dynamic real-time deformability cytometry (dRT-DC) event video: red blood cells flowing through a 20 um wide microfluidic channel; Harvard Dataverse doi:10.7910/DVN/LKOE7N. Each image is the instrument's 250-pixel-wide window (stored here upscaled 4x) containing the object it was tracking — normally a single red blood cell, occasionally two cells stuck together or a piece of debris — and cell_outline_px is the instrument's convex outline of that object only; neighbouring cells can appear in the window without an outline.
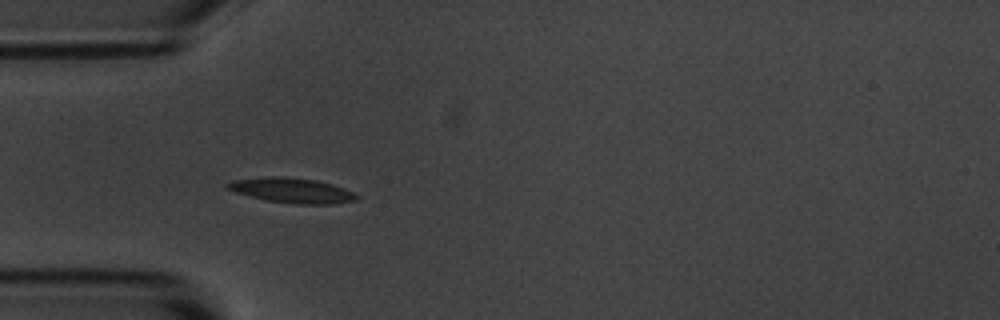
{"species": "common noctule bat (a hibernating species)", "species_latin": "Nyctalus noctula", "temperature_condition": "room temperature", "stored_images_in_passage": 13, "camera_frame_rate_fps": 3000, "um_per_image_px": 0.085, "animal": {"sex": "male", "body_mass_g": 20.1, "forearm_length_mm": 53.5}, "frame": {"image": 1, "passage_image": 3, "time_ms": 2.0, "image_size_px": [1000, 320], "cell_outline_px": [[360, 196], [356, 200], [332, 204], [296, 204], [264, 200], [236, 192], [228, 188], [224, 184], [232, 180], [264, 176], [280, 176], [316, 180], [332, 184], [344, 188]], "centroid_in_image_um": [24.8, 16.18], "position_along_channel_um": 60.2, "area_um2": 18.84}}
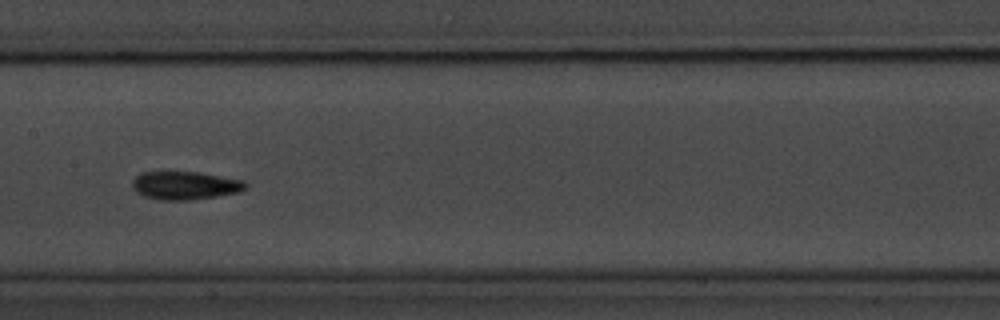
{"frame": {"image": 2, "passage_image": 6, "time_ms": 5.667, "image_size_px": [1000, 320], "cell_outline_px": [[248, 188], [240, 192], [192, 200], [160, 200], [144, 196], [136, 192], [132, 188], [132, 180], [140, 172], [164, 168], [200, 172], [244, 180], [248, 184]], "centroid_in_image_um": [15.68, 15.71], "position_along_channel_um": 191.7, "area_um2": 19.71}}
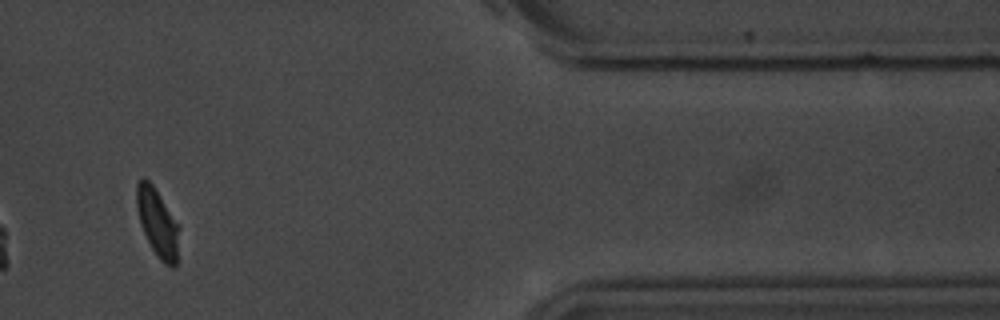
{"frame": {"image": 3, "passage_image": 11, "time_ms": 12.333, "image_size_px": [1000, 320], "cell_outline_px": [[180, 228], [176, 268], [172, 268], [164, 264], [160, 260], [152, 248], [140, 224], [136, 208], [136, 184], [144, 176], [152, 184], [180, 224]], "centroid_in_image_um": [13.41, 18.94], "position_along_channel_um": 398.0, "area_um2": 17.17}, "authors_computed_cell_mechanics": {"area_um2": 17.629, "velocity_mm_per_s": 3.6359, "shape_relaxation_time_tau1_ms": 3.1218, "shape_relaxation_time_tau2_ms": 2.7331, "deformation_change_tau1": 0.1318, "deformation_change_tau2": 0.0667}}